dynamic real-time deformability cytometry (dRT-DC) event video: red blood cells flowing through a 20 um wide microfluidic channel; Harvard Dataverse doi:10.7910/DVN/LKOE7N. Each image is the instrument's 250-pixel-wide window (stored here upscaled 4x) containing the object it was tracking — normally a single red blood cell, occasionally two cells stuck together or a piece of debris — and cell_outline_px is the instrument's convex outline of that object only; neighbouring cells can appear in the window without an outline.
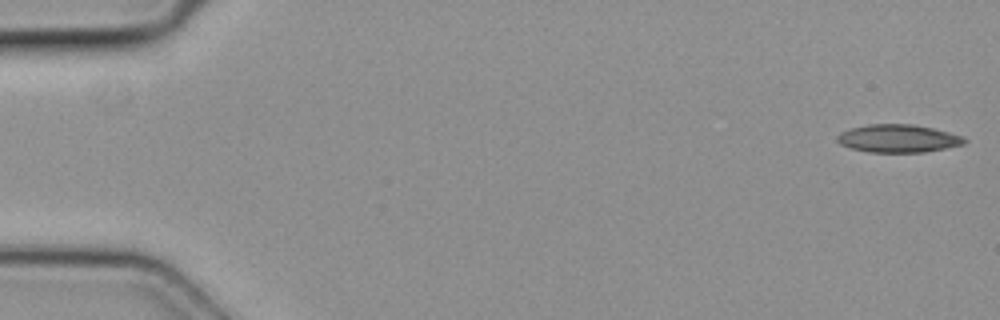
{"species": "common noctule bat (a hibernating species)", "species_latin": "Nyctalus noctula", "temperature_condition": "cold", "stored_images_in_passage": 5, "segment_of_instrument_passage": [2, 2], "camera_frame_rate_fps": 3000, "um_per_image_px": 0.085, "animal": {"sex": "female", "body_mass_g": 19.3, "forearm_length_mm": 54.1}, "frame": {"image": 1, "passage_image": 5, "time_ms": 1.333, "image_size_px": [1000, 320], "cell_outline_px": [[968, 140], [964, 144], [924, 152], [868, 152], [852, 148], [840, 144], [836, 140], [836, 136], [840, 132], [852, 128], [868, 124], [912, 124], [932, 128], [964, 136]], "centroid_in_image_um": [76.34, 11.77], "position_along_channel_um": 8.7, "area_um2": 20.63}}